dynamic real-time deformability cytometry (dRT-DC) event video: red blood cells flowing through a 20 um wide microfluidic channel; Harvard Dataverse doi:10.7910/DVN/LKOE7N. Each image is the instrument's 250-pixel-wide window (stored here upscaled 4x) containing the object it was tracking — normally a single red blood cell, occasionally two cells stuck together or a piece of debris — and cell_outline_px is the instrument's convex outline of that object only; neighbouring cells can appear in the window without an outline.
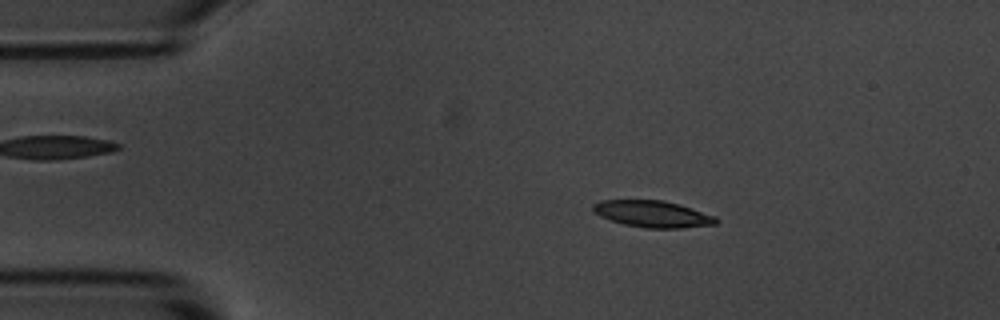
{"species": "common noctule bat (a hibernating species)", "species_latin": "Nyctalus noctula", "temperature_condition": "room temperature", "stored_images_in_passage": 54, "camera_frame_rate_fps": 3000, "um_per_image_px": 0.085, "animal": {"sex": "male", "body_mass_g": 20.1, "forearm_length_mm": 53.5}, "frame": {"image": 1, "passage_image": 9, "time_ms": 2.667, "image_size_px": [1000, 320], "cell_outline_px": [[720, 220], [716, 224], [684, 228], [644, 228], [624, 224], [600, 216], [592, 212], [592, 204], [600, 200], [664, 200], [716, 216]], "centroid_in_image_um": [55.46, 18.19], "position_along_channel_um": 29.5, "area_um2": 19.13}}
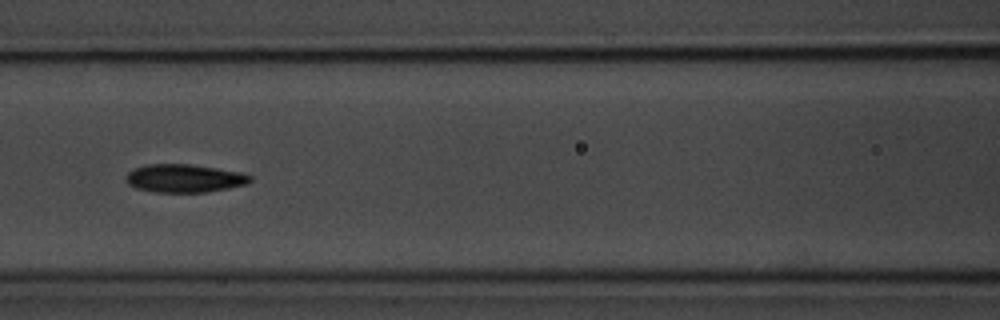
{"frame": {"image": 2, "passage_image": 23, "time_ms": 7.333, "image_size_px": [1000, 320], "cell_outline_px": [[252, 180], [248, 184], [228, 188], [204, 192], [152, 192], [136, 188], [128, 184], [124, 180], [128, 172], [136, 168], [148, 164], [188, 164], [216, 168], [240, 172], [252, 176]], "centroid_in_image_um": [15.66, 15.16], "position_along_channel_um": 150.9, "area_um2": 20.35}}
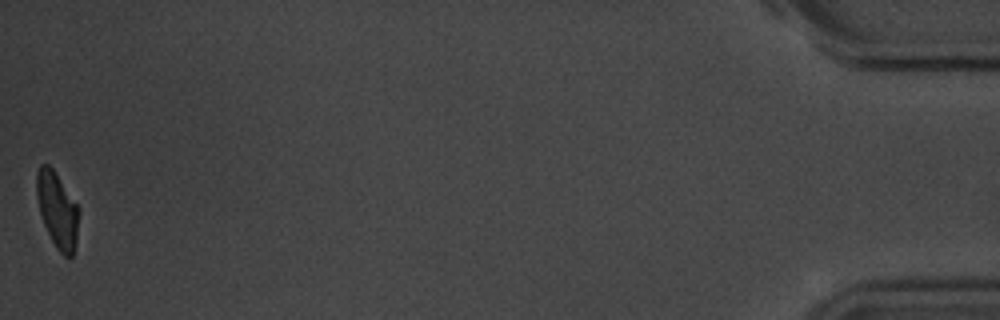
{"frame": {"image": 3, "passage_image": 54, "time_ms": 17.667, "image_size_px": [1000, 320], "cell_outline_px": [[80, 212], [76, 240], [72, 256], [68, 260], [56, 248], [44, 224], [40, 212], [36, 196], [36, 172], [40, 164], [48, 164], [52, 168], [80, 208]], "centroid_in_image_um": [4.88, 17.85], "position_along_channel_um": 430.3, "area_um2": 18.67}, "authors_computed_cell_mechanics": {"area_um2": 19.7098, "velocity_mm_per_s": 3.6446, "shape_relaxation_time_tau1_ms": 2.4576, "shape_relaxation_time_tau2_ms": 3.0719, "deformation_change_tau1": 0.1296, "deformation_change_tau2": 0.1033}}